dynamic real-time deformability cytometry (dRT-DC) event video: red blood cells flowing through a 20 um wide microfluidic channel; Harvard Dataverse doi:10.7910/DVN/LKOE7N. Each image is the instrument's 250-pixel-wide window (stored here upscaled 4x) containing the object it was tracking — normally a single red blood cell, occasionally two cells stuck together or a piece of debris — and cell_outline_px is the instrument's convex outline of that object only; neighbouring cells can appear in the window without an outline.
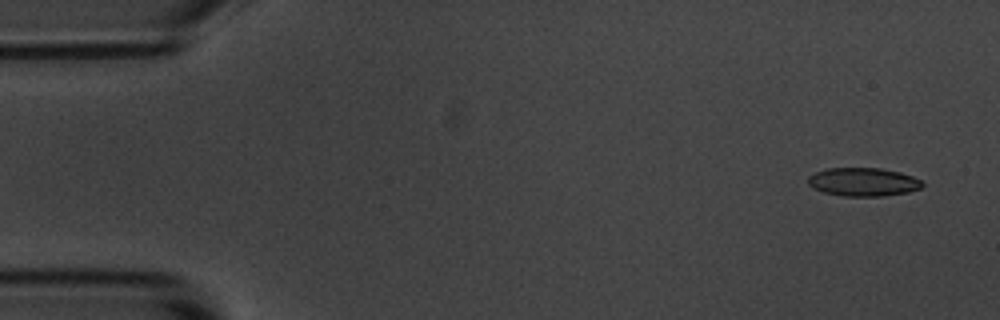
{"species": "common noctule bat (a hibernating species)", "species_latin": "Nyctalus noctula", "temperature_condition": "room temperature", "stored_images_in_passage": 5, "camera_frame_rate_fps": 3000, "um_per_image_px": 0.085, "animal": {"sex": "male", "body_mass_g": 20.1, "forearm_length_mm": 53.5}, "frame": {"image": 1, "passage_image": 1, "time_ms": 0.0, "image_size_px": [1000, 320], "cell_outline_px": [[924, 184], [920, 188], [908, 192], [884, 196], [840, 196], [824, 192], [812, 188], [808, 184], [808, 176], [816, 172], [828, 168], [880, 168], [900, 172], [912, 176], [920, 180]], "centroid_in_image_um": [73.35, 15.47], "position_along_channel_um": 11.6, "area_um2": 18.96}}